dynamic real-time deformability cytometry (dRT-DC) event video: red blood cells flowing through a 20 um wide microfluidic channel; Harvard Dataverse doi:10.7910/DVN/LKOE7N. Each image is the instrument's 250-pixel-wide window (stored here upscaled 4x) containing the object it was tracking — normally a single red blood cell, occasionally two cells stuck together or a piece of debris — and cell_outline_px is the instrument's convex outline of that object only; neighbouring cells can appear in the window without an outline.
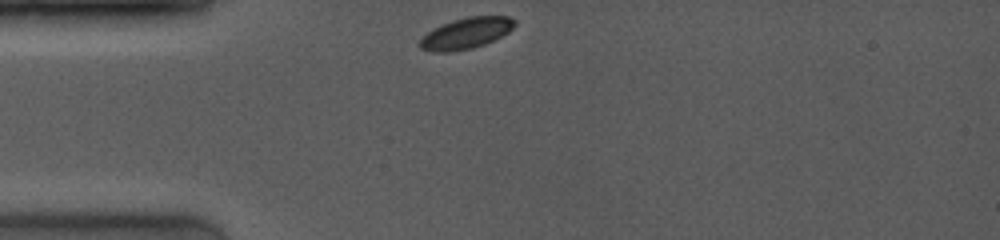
{"species": "common noctule bat (a hibernating species)", "species_latin": "Nyctalus noctula", "temperature_condition": "room temperature", "stored_images_in_passage": 29, "camera_frame_rate_fps": 4000, "um_per_image_px": 0.085, "animal": {"sex": "female", "body_mass_g": 19.0, "forearm_length_mm": 53.3}, "frame": {"image": 1, "passage_image": 1, "time_ms": 0.0, "image_size_px": [1000, 240], "cell_outline_px": [[516, 24], [508, 32], [484, 44], [472, 48], [448, 52], [432, 52], [420, 48], [416, 44], [432, 28], [452, 20], [468, 16], [508, 16], [516, 20]], "centroid_in_image_um": [39.58, 2.82], "position_along_channel_um": 45.4, "area_um2": 17.17}}
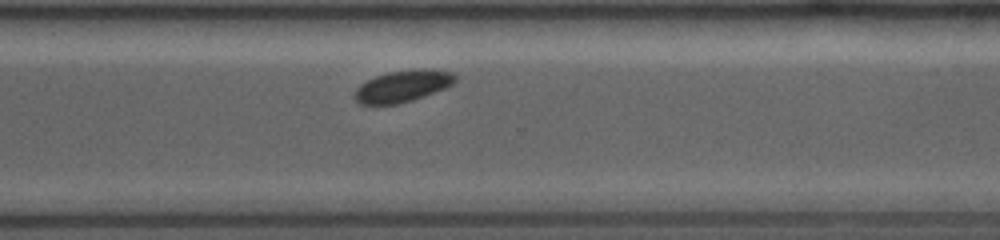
{"frame": {"image": 2, "passage_image": 24, "time_ms": 7.75, "image_size_px": [1000, 240], "cell_outline_px": [[456, 80], [452, 84], [444, 88], [424, 96], [412, 100], [396, 104], [360, 104], [352, 96], [356, 88], [360, 84], [376, 76], [388, 72], [420, 68], [432, 68], [452, 72], [456, 76]], "centroid_in_image_um": [34.23, 7.3], "position_along_channel_um": 336.4, "area_um2": 18.61}}
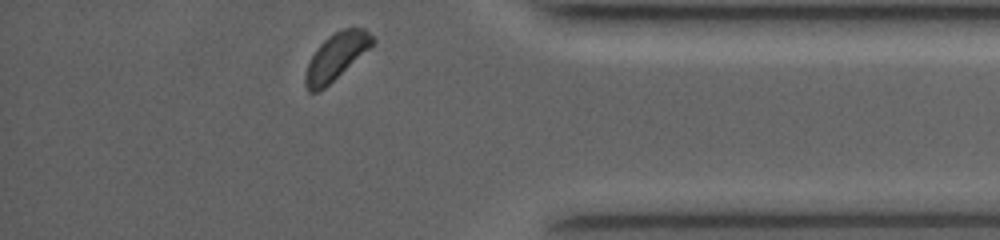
{"frame": {"image": 3, "passage_image": 29, "time_ms": 9.75, "image_size_px": [1000, 240], "cell_outline_px": [[376, 40], [368, 48], [324, 88], [316, 92], [308, 92], [304, 84], [304, 76], [308, 64], [316, 48], [328, 36], [344, 28], [364, 28]], "centroid_in_image_um": [28.52, 4.81], "position_along_channel_um": 406.7, "area_um2": 17.63}, "authors_computed_cell_mechanics": {"area_um2": 18.8428, "velocity_mm_per_s": 3.995, "shape_relaxation_time_tau1_ms": 0.5766, "shape_relaxation_time_tau2_ms": null, "deformation_change_tau1": 0.0376, "deformation_change_tau2": null}}